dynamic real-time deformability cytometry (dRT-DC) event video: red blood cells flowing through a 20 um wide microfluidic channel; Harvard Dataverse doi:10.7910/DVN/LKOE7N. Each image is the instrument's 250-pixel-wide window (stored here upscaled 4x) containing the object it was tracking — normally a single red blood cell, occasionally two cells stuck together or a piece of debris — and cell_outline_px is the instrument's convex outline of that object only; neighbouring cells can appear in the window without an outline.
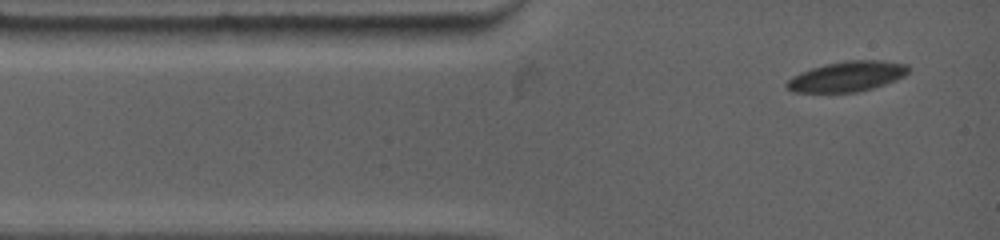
{"species": "common noctule bat (a hibernating species)", "species_latin": "Nyctalus noctula", "temperature_condition": "warm", "stored_images_in_passage": 27, "camera_frame_rate_fps": 4500, "um_per_image_px": 0.085, "animal": {"sex": "female", "body_mass_g": 19.0, "forearm_length_mm": 53.3}, "frame": {"image": 1, "passage_image": 1, "time_ms": 0.0, "image_size_px": [1000, 240], "cell_outline_px": [[908, 72], [904, 76], [896, 80], [872, 88], [856, 92], [792, 92], [784, 84], [792, 76], [800, 72], [824, 64], [844, 60], [880, 60], [908, 64]], "centroid_in_image_um": [71.99, 6.49], "position_along_channel_um": 13.0, "area_um2": 21.44}}
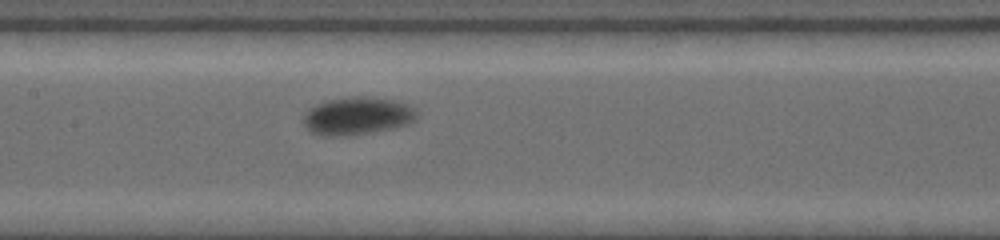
{"frame": {"image": 2, "passage_image": 12, "time_ms": 5.333, "image_size_px": [1000, 240], "cell_outline_px": [[416, 120], [408, 124], [396, 128], [348, 136], [320, 136], [312, 132], [304, 124], [304, 116], [308, 108], [324, 100], [344, 96], [368, 96], [396, 100], [416, 108]], "centroid_in_image_um": [30.37, 9.84], "position_along_channel_um": 177.0, "area_um2": 25.49}}
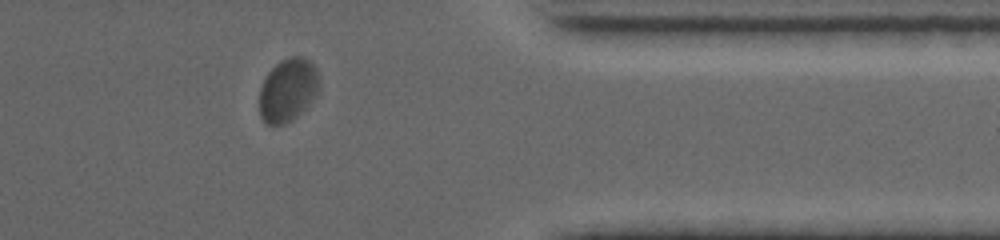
{"frame": {"image": 3, "passage_image": 23, "time_ms": 11.556, "image_size_px": [1000, 240], "cell_outline_px": [[320, 84], [316, 96], [292, 120], [284, 124], [268, 124], [260, 116], [260, 88], [268, 72], [280, 60], [292, 56], [304, 56], [316, 68]], "centroid_in_image_um": [24.48, 7.63], "position_along_channel_um": 386.9, "area_um2": 21.85}, "authors_computed_cell_mechanics": {"area_um2": 22.831, "velocity_mm_per_s": 3.6345, "shape_relaxation_time_tau1_ms": 2.7899, "shape_relaxation_time_tau2_ms": null, "deformation_change_tau1": 0.0856, "deformation_change_tau2": null}}